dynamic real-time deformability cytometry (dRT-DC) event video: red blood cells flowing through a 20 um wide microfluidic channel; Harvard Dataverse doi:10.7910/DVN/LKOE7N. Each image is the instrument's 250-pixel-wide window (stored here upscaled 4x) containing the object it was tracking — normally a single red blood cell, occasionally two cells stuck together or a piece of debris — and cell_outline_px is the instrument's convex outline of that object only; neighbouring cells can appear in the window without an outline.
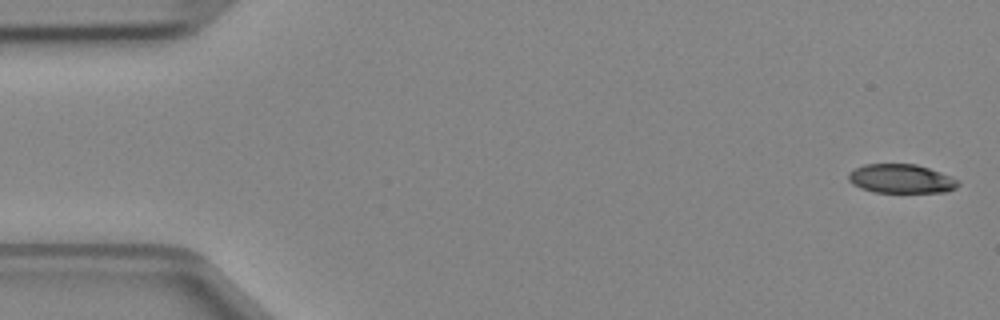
{"species": "Egyptian fruit bat (a non-hibernating species)", "species_latin": "Rousettus aegyptiacus", "temperature_condition": "cold", "stored_images_in_passage": 4, "camera_frame_rate_fps": 3000, "um_per_image_px": 0.085, "animal": {"sex": "female"}, "frame": {"image": 1, "passage_image": 1, "time_ms": 0.0, "image_size_px": [1000, 320], "cell_outline_px": [[960, 184], [956, 188], [944, 192], [872, 192], [860, 188], [852, 184], [848, 180], [848, 172], [864, 164], [916, 164], [940, 172], [960, 180]], "centroid_in_image_um": [76.58, 15.19], "position_along_channel_um": 8.4, "area_um2": 18.61}}
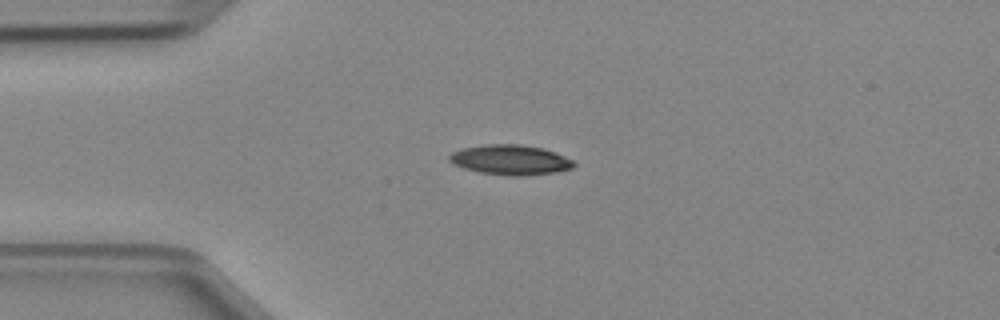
{"frame": {"image": 2, "passage_image": 3, "time_ms": 0.667, "image_size_px": [1000, 320], "cell_outline_px": [[576, 164], [572, 168], [556, 172], [520, 176], [508, 176], [480, 172], [464, 168], [448, 160], [448, 156], [452, 152], [464, 148], [484, 144], [520, 144], [544, 148], [556, 152], [572, 160]], "centroid_in_image_um": [43.4, 13.58], "position_along_channel_um": 41.6, "area_um2": 21.73}}
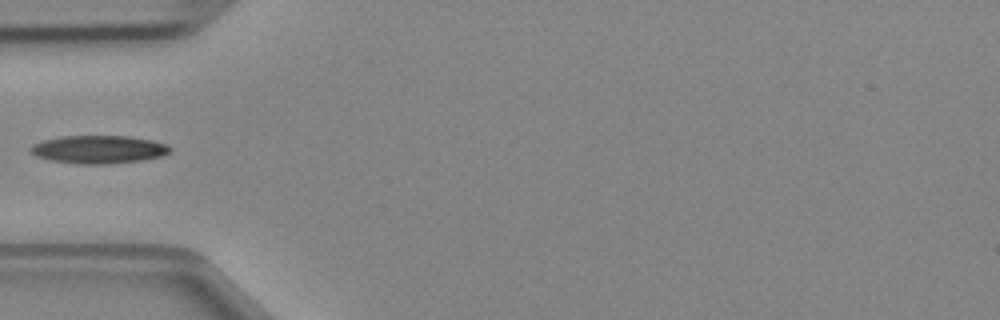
{"frame": {"image": 3, "passage_image": 4, "time_ms": 1.0, "image_size_px": [1000, 320], "cell_outline_px": [[172, 148], [168, 152], [160, 156], [140, 160], [104, 164], [80, 164], [52, 160], [36, 156], [28, 152], [28, 148], [32, 144], [44, 140], [60, 136], [128, 136], [152, 140], [168, 144]], "centroid_in_image_um": [8.34, 12.69], "position_along_channel_um": 76.7, "area_um2": 22.72}}